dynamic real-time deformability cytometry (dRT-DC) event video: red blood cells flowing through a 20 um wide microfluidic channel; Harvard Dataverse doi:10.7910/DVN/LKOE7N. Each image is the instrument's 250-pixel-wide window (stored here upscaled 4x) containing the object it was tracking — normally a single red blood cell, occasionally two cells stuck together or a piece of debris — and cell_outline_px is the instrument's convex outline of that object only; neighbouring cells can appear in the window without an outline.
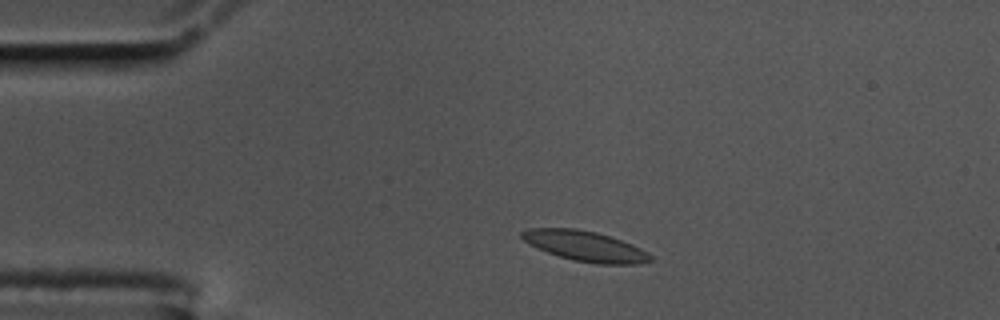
{"species": "common noctule bat (a hibernating species)", "species_latin": "Nyctalus noctula", "temperature_condition": "cold", "stored_images_in_passage": 43, "camera_frame_rate_fps": 3000, "um_per_image_px": 0.085, "animal": {"sex": "male", "body_mass_g": 17.5, "forearm_length_mm": 52.3}, "frame": {"image": 1, "passage_image": 6, "time_ms": 1.667, "image_size_px": [1000, 320], "cell_outline_px": [[652, 260], [636, 264], [596, 264], [572, 260], [536, 248], [528, 244], [520, 236], [520, 232], [528, 228], [576, 228], [596, 232], [632, 244], [648, 252], [652, 256]], "centroid_in_image_um": [49.71, 20.92], "position_along_channel_um": 35.3, "area_um2": 22.66}}
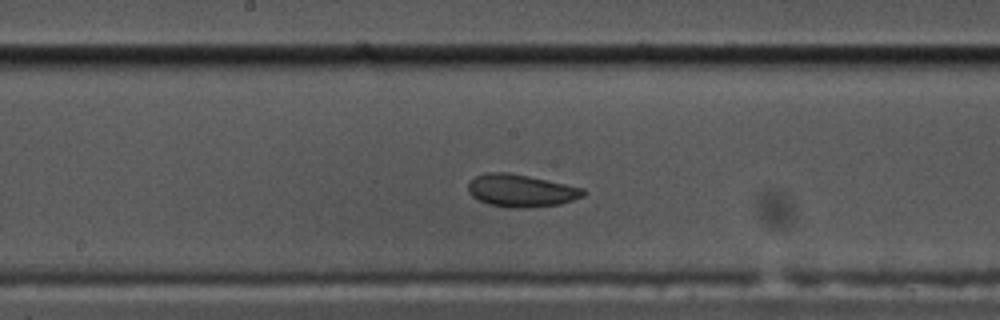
{"frame": {"image": 2, "passage_image": 24, "time_ms": 7.667, "image_size_px": [1000, 320], "cell_outline_px": [[588, 192], [584, 196], [560, 204], [528, 208], [508, 208], [488, 204], [472, 196], [468, 192], [468, 184], [476, 176], [488, 172], [508, 172], [528, 176], [584, 188]], "centroid_in_image_um": [44.3, 16.21], "position_along_channel_um": 203.9, "area_um2": 21.85}}
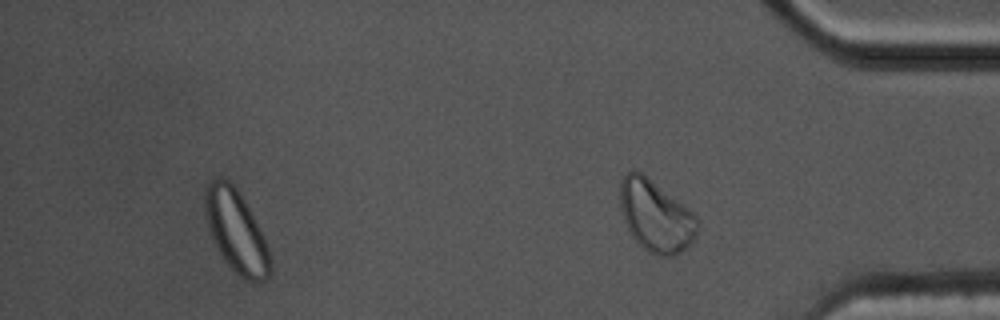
{"frame": {"image": 3, "passage_image": 40, "time_ms": 13.0, "image_size_px": [1000, 320], "cell_outline_px": [[272, 268], [268, 276], [264, 280], [252, 284], [244, 280], [224, 260], [212, 240], [208, 228], [204, 204], [204, 188], [216, 176], [220, 176], [228, 180], [236, 188], [244, 200], [268, 248], [272, 260]], "centroid_in_image_um": [20.05, 19.68], "position_along_channel_um": 415.1, "area_um2": 31.15}, "authors_computed_cell_mechanics": {"area_um2": 21.675, "velocity_mm_per_s": 3.439, "shape_relaxation_time_tau1_ms": 6.3134, "shape_relaxation_time_tau2_ms": 2.2599, "deformation_change_tau1": 0.1287, "deformation_change_tau2": 0.0622}}